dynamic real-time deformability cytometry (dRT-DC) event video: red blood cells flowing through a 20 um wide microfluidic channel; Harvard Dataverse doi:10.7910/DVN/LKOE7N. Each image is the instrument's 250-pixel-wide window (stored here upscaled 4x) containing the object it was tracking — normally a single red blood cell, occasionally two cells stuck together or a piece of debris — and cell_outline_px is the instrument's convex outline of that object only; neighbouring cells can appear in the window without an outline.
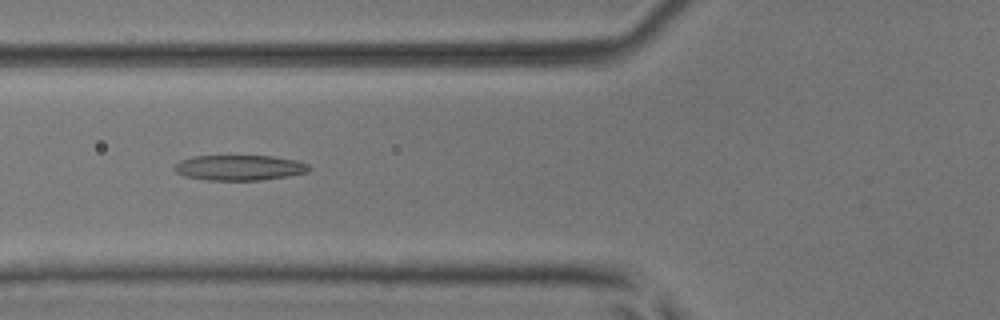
{"species": "common noctule bat (a hibernating species)", "species_latin": "Nyctalus noctula", "temperature_condition": "room temperature", "stored_images_in_passage": 5, "camera_frame_rate_fps": 3000, "um_per_image_px": 0.085, "animal": {"sex": "male", "body_mass_g": 17.9, "forearm_length_mm": 54.2}, "frame": {"image": 1, "passage_image": 5, "time_ms": 1.333, "image_size_px": [1000, 320], "cell_outline_px": [[308, 172], [288, 176], [260, 180], [208, 180], [184, 176], [176, 172], [172, 168], [180, 160], [192, 156], [272, 156], [296, 160], [308, 164]], "centroid_in_image_um": [20.32, 14.25], "position_along_channel_um": 105.5, "area_um2": 19.83}}